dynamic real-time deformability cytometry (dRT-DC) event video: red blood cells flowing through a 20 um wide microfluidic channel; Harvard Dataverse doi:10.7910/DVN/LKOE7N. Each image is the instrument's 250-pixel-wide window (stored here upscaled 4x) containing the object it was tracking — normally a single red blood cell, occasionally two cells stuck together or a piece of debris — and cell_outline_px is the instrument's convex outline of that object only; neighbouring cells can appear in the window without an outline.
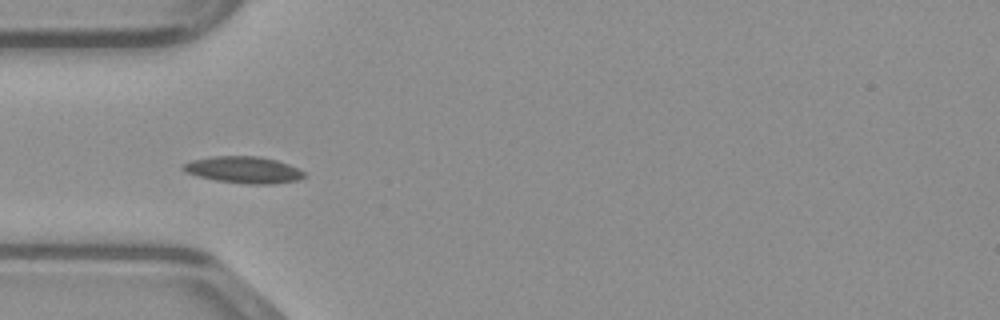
{"species": "common noctule bat (a hibernating species)", "species_latin": "Nyctalus noctula", "temperature_condition": "warm", "stored_images_in_passage": 16, "camera_frame_rate_fps": 3000, "um_per_image_px": 0.085, "animal": {"sex": "male", "body_mass_g": 23.1, "forearm_length_mm": 52.7}, "frame": {"image": 1, "passage_image": 5, "time_ms": 1.333, "image_size_px": [1000, 320], "cell_outline_px": [[304, 176], [296, 180], [268, 184], [248, 184], [216, 180], [184, 172], [180, 168], [184, 164], [192, 160], [212, 156], [260, 156], [276, 160], [288, 164], [304, 172]], "centroid_in_image_um": [20.66, 14.42], "position_along_channel_um": 64.3, "area_um2": 18.55}}